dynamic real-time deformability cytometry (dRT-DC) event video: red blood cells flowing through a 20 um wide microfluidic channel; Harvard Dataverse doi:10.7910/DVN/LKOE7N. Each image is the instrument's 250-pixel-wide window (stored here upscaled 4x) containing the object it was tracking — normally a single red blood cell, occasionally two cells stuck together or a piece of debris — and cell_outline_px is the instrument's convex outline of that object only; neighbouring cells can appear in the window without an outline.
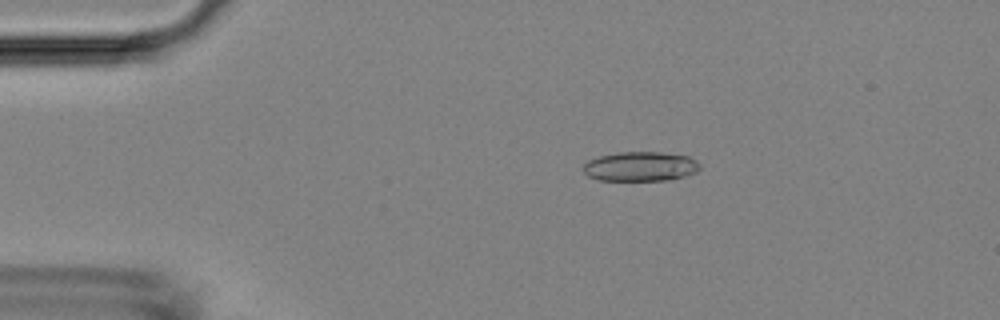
{"species": "Egyptian fruit bat (a non-hibernating species)", "species_latin": "Rousettus aegyptiacus", "temperature_condition": "room temperature", "stored_images_in_passage": 51, "camera_frame_rate_fps": 3000, "um_per_image_px": 0.085, "animal": {"sex": "female"}, "frame": {"image": 1, "passage_image": 9, "time_ms": 2.667, "image_size_px": [1000, 320], "cell_outline_px": [[700, 168], [696, 172], [672, 180], [600, 180], [588, 176], [584, 172], [584, 164], [588, 160], [600, 156], [620, 152], [660, 152], [688, 156], [696, 160], [700, 164]], "centroid_in_image_um": [54.46, 14.15], "position_along_channel_um": 30.5, "area_um2": 20.0}}
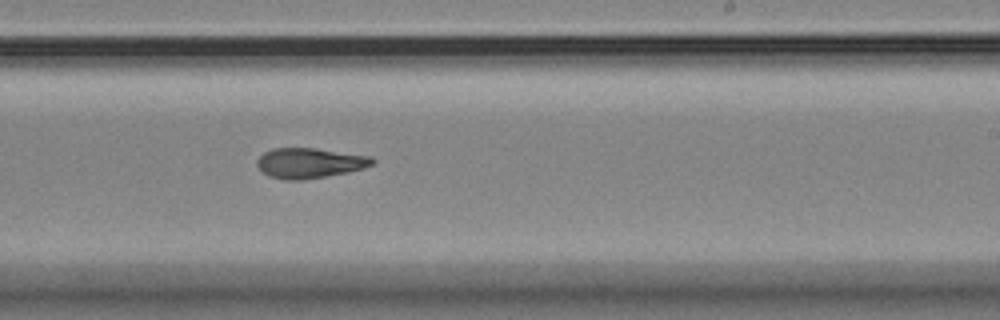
{"frame": {"image": 2, "passage_image": 31, "time_ms": 10.0, "image_size_px": [1000, 320], "cell_outline_px": [[376, 160], [372, 164], [364, 168], [348, 172], [300, 180], [284, 180], [268, 176], [260, 172], [256, 164], [256, 160], [264, 152], [272, 148], [316, 148], [372, 156]], "centroid_in_image_um": [26.28, 13.85], "position_along_channel_um": 262.7, "area_um2": 20.46}}
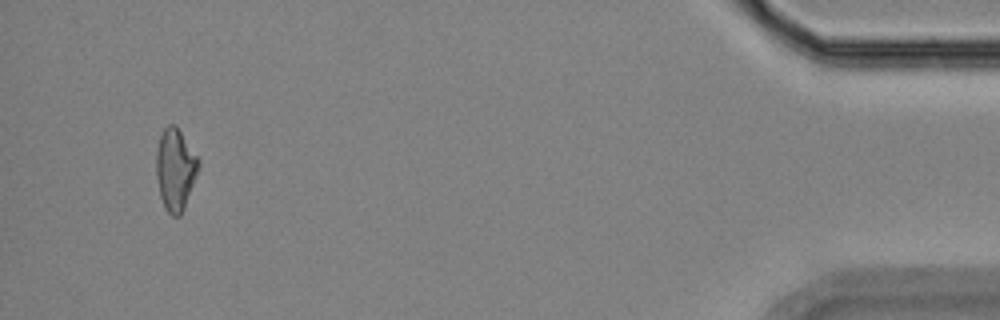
{"frame": {"image": 3, "passage_image": 49, "time_ms": 16.0, "image_size_px": [1000, 320], "cell_outline_px": [[200, 168], [184, 208], [180, 216], [172, 216], [164, 208], [160, 196], [156, 176], [156, 152], [160, 136], [164, 128], [168, 124], [176, 124], [200, 160]], "centroid_in_image_um": [14.91, 14.39], "position_along_channel_um": 420.3, "area_um2": 20.4}, "authors_computed_cell_mechanics": {"area_um2": 20.4034, "velocity_mm_per_s": 3.8268, "shape_relaxation_time_tau1_ms": null, "shape_relaxation_time_tau2_ms": 5.5042, "deformation_change_tau1": null, "deformation_change_tau2": 0.1092}}